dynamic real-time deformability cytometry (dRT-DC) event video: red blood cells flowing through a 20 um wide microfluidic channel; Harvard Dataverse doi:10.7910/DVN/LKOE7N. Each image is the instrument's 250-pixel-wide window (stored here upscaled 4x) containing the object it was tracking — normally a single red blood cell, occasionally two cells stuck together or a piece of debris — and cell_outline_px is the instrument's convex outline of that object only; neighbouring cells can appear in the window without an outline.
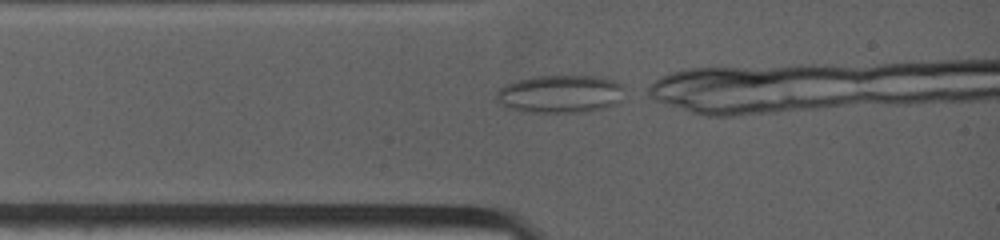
{"species": "common noctule bat (a hibernating species)", "species_latin": "Nyctalus noctula", "temperature_condition": "warm", "stored_images_in_passage": 11, "camera_frame_rate_fps": 4500, "um_per_image_px": 0.085, "animal": {"sex": "female", "body_mass_g": 19.0, "forearm_length_mm": 53.3}, "frame": {"image": 1, "passage_image": 1, "time_ms": 0.0, "image_size_px": [1000, 240], "cell_outline_px": [[620, 88], [616, 104], [584, 112], [536, 112], [512, 108], [496, 100], [496, 92], [500, 88], [516, 80], [536, 76], [592, 76], [612, 80], [620, 84]], "centroid_in_image_um": [47.56, 7.97], "position_along_channel_um": 37.4, "area_um2": 27.34}}
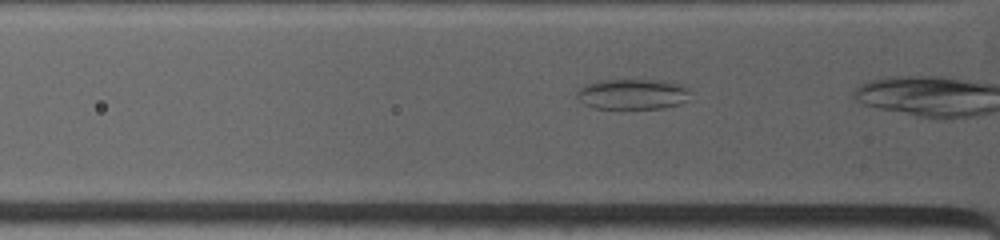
{"frame": {"image": 2, "passage_image": 8, "time_ms": 0.889, "image_size_px": [1000, 240], "cell_outline_px": [[688, 92], [684, 100], [680, 104], [664, 108], [592, 108], [584, 104], [576, 96], [576, 92], [580, 88], [588, 84], [600, 80], [660, 80], [680, 84], [688, 88]], "centroid_in_image_um": [53.73, 8.0], "position_along_channel_um": 72.1, "area_um2": 19.88}}